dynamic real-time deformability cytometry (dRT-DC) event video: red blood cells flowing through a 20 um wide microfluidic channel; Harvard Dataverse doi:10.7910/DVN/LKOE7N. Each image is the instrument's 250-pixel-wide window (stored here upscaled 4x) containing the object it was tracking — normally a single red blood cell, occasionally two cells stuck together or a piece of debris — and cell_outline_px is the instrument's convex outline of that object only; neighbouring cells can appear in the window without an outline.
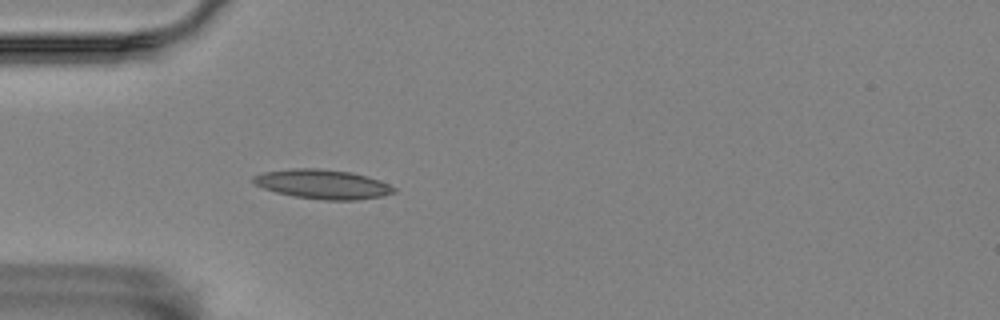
{"species": "Egyptian fruit bat (a non-hibernating species)", "species_latin": "Rousettus aegyptiacus", "temperature_condition": "room temperature", "stored_images_in_passage": 4, "camera_frame_rate_fps": 3000, "um_per_image_px": 0.085, "animal": {"sex": "female"}, "frame": {"image": 1, "passage_image": 4, "time_ms": 1.0, "image_size_px": [1000, 320], "cell_outline_px": [[396, 192], [384, 196], [356, 200], [324, 200], [292, 196], [276, 192], [264, 188], [256, 184], [252, 180], [252, 176], [264, 172], [288, 168], [316, 168], [352, 172], [388, 184], [396, 188]], "centroid_in_image_um": [27.41, 15.66], "position_along_channel_um": 57.6, "area_um2": 23.99}}